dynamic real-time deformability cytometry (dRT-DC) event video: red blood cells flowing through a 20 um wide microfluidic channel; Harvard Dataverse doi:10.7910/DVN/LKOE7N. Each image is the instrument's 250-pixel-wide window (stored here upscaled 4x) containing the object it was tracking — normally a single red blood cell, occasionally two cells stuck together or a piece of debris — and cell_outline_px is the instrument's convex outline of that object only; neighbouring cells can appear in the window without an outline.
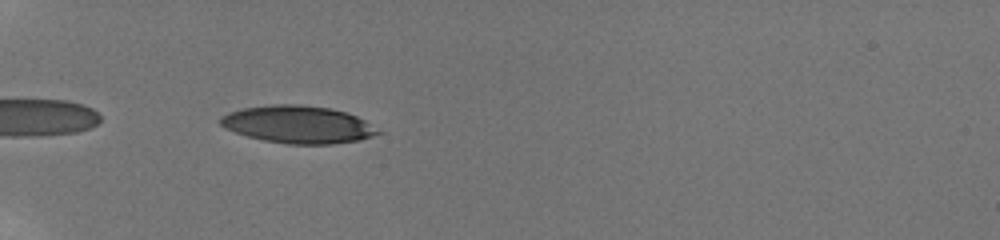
{"species": "human", "species_latin": "Homo sapiens", "temperature_condition": "room temperature", "stored_images_in_passage": 4, "camera_frame_rate_fps": 3000, "um_per_image_px": 0.085, "donor": {"sex": "male"}, "frame": {"image": 1, "passage_image": 3, "time_ms": 0.667, "image_size_px": [1000, 240], "cell_outline_px": [[384, 132], [360, 140], [332, 144], [288, 144], [264, 140], [248, 136], [224, 128], [216, 120], [220, 116], [228, 112], [240, 108], [272, 104], [300, 104], [332, 108], [356, 116], [364, 120]], "centroid_in_image_um": [25.31, 10.57], "position_along_channel_um": 59.7, "area_um2": 34.68}}